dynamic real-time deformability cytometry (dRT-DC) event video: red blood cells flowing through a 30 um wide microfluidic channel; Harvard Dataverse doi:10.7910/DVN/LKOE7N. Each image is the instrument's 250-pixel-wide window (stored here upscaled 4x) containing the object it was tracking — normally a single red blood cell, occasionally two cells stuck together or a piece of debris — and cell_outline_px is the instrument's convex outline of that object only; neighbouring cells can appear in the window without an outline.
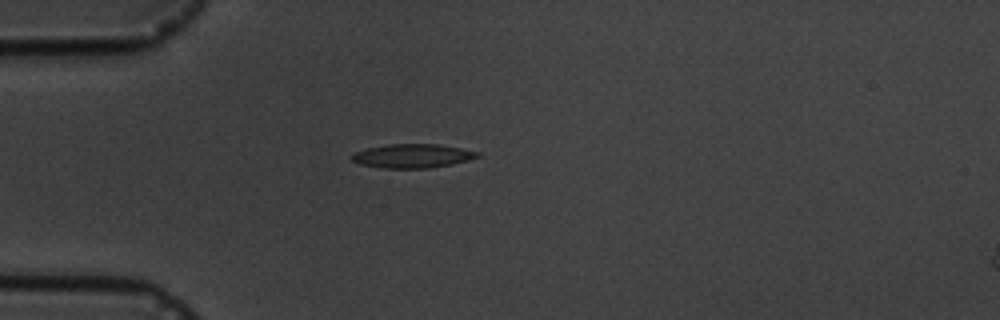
{"species": "common noctule bat (a hibernating species)", "species_latin": "Nyctalus noctula", "temperature_condition": "cold", "stored_images_in_passage": 3, "camera_frame_rate_fps": 3000, "um_per_image_px": 0.085, "animal": {"sex": "male", "body_mass_g": 19.5, "forearm_length_mm": 54.6}, "frame": {"image": 1, "passage_image": 2, "time_ms": 1.333, "image_size_px": [1000, 320], "cell_outline_px": [[480, 156], [468, 160], [428, 168], [384, 168], [360, 164], [352, 160], [348, 156], [356, 152], [368, 148], [388, 144], [436, 144], [460, 148], [480, 152]], "centroid_in_image_um": [35.03, 13.25], "position_along_channel_um": 50.0, "area_um2": 17.28}}